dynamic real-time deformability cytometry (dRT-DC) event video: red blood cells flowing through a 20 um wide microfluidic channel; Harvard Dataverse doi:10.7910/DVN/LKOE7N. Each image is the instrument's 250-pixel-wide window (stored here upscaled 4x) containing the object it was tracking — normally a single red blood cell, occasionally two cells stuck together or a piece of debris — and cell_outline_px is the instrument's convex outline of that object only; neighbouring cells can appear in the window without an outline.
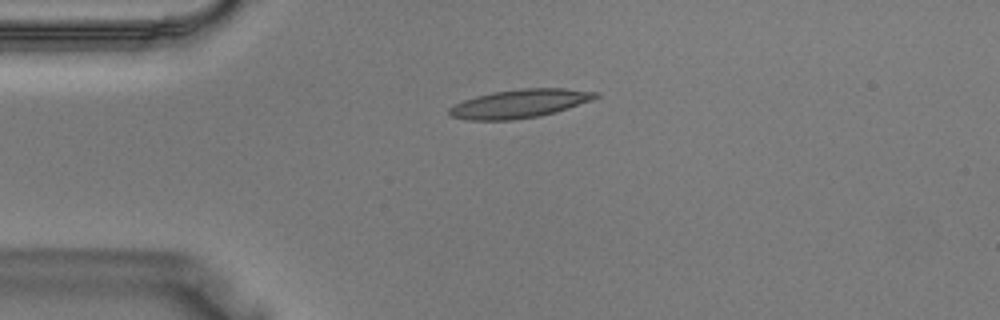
{"species": "Egyptian fruit bat (a non-hibernating species)", "species_latin": "Rousettus aegyptiacus", "temperature_condition": "warm", "stored_images_in_passage": 31, "camera_frame_rate_fps": 3000, "um_per_image_px": 0.085, "animal": {"sex": "male"}, "frame": {"image": 1, "passage_image": 2, "time_ms": 0.333, "image_size_px": [1000, 320], "cell_outline_px": [[600, 96], [592, 100], [556, 112], [540, 116], [512, 120], [464, 120], [452, 116], [448, 112], [448, 108], [464, 100], [476, 96], [492, 92], [520, 88], [564, 88], [596, 92]], "centroid_in_image_um": [44.16, 8.81], "position_along_channel_um": 40.8, "area_um2": 24.33}}
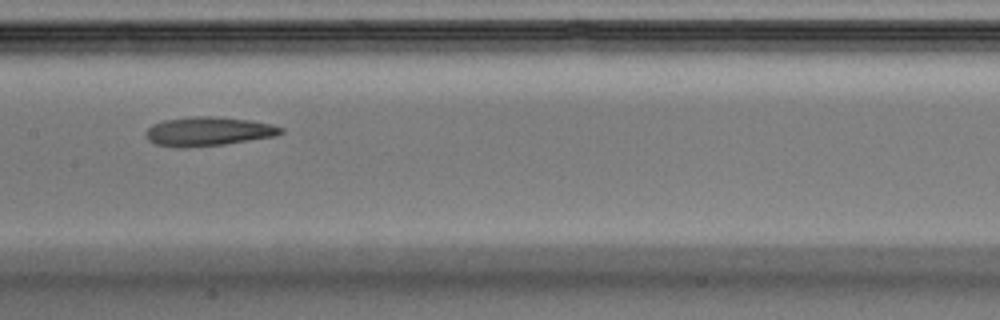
{"frame": {"image": 2, "passage_image": 12, "time_ms": 3.667, "image_size_px": [1000, 320], "cell_outline_px": [[284, 132], [276, 136], [224, 144], [184, 148], [176, 148], [156, 144], [148, 140], [144, 136], [144, 132], [152, 124], [164, 120], [192, 116], [212, 116], [248, 120], [272, 124], [284, 128]], "centroid_in_image_um": [17.67, 11.17], "position_along_channel_um": 189.7, "area_um2": 23.0}}
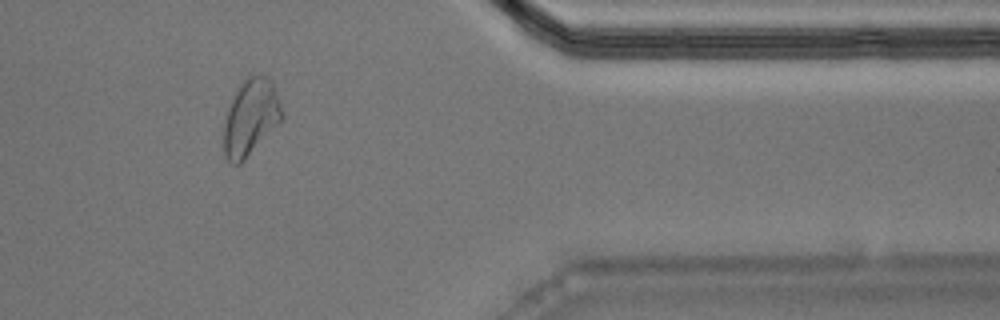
{"frame": {"image": 3, "passage_image": 25, "time_ms": 8.0, "image_size_px": [1000, 320], "cell_outline_px": [[280, 120], [244, 160], [240, 164], [232, 164], [224, 156], [224, 120], [228, 108], [240, 84], [248, 76], [260, 72], [268, 76], [272, 80], [280, 108]], "centroid_in_image_um": [21.26, 9.94], "position_along_channel_um": 390.1, "area_um2": 25.2}}